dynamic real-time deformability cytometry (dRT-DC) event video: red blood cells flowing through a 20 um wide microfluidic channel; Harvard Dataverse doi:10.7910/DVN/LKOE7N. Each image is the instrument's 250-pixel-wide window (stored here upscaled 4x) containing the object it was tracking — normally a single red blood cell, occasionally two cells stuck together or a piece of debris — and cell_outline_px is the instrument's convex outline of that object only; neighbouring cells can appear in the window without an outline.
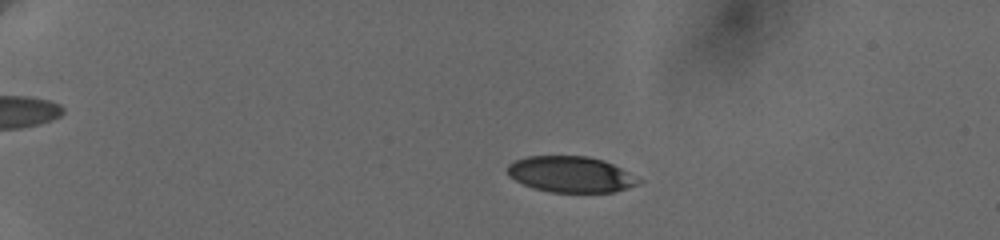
{"species": "human", "species_latin": "Homo sapiens", "temperature_condition": "cold", "stored_images_in_passage": 12, "camera_frame_rate_fps": 3000, "um_per_image_px": 0.085, "donor": {"sex": "female"}, "frame": {"image": 1, "passage_image": 5, "time_ms": 4.0, "image_size_px": [1000, 240], "cell_outline_px": [[644, 180], [640, 184], [612, 192], [552, 192], [532, 188], [508, 176], [508, 164], [516, 160], [528, 156], [588, 156], [604, 160]], "centroid_in_image_um": [48.53, 14.82], "position_along_channel_um": 36.5, "area_um2": 27.46}}
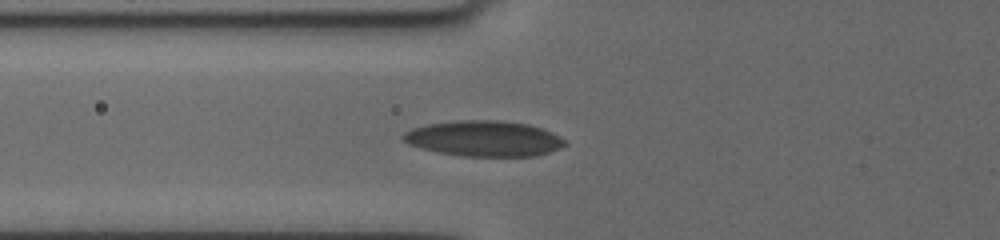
{"frame": {"image": 2, "passage_image": 9, "time_ms": 7.667, "image_size_px": [1000, 240], "cell_outline_px": [[568, 144], [560, 148], [536, 156], [460, 156], [436, 152], [420, 148], [408, 144], [400, 136], [404, 132], [412, 128], [428, 124], [460, 120], [500, 120], [528, 124], [552, 132], [564, 140]], "centroid_in_image_um": [41.11, 11.78], "position_along_channel_um": 84.7, "area_um2": 33.64}}
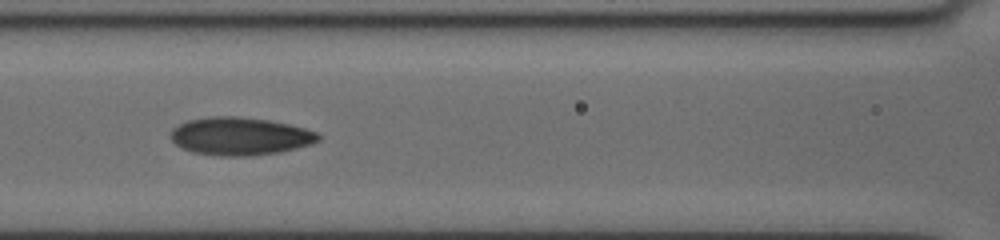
{"frame": {"image": 3, "passage_image": 11, "time_ms": 9.333, "image_size_px": [1000, 240], "cell_outline_px": [[320, 140], [308, 144], [280, 152], [252, 156], [220, 156], [192, 152], [176, 144], [168, 136], [172, 128], [188, 120], [212, 116], [236, 116], [268, 120], [288, 124], [304, 128], [316, 132], [320, 136]], "centroid_in_image_um": [20.36, 11.58], "position_along_channel_um": 146.2, "area_um2": 32.48}}